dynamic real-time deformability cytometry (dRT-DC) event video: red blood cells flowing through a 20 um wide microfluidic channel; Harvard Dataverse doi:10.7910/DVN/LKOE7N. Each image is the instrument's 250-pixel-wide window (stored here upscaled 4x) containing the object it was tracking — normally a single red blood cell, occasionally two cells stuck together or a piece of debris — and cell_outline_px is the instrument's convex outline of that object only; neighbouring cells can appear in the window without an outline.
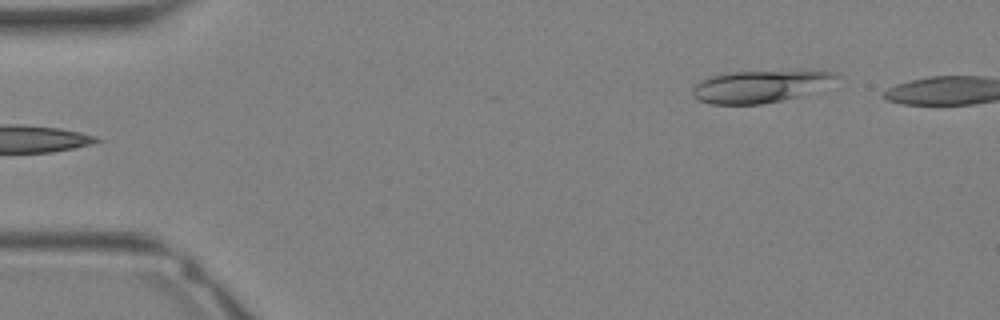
{"species": "Egyptian fruit bat (a non-hibernating species)", "species_latin": "Rousettus aegyptiacus", "temperature_condition": "warm", "stored_images_in_passage": 3, "camera_frame_rate_fps": 3000, "um_per_image_px": 0.085, "animal": {"sex": "female"}, "frame": {"image": 1, "passage_image": 1, "time_ms": 0.0, "image_size_px": [1000, 320], "cell_outline_px": [[840, 76], [796, 96], [780, 100], [760, 104], [708, 104], [692, 96], [692, 88], [700, 80], [712, 76], [732, 72], [820, 68], [836, 72]], "centroid_in_image_um": [64.57, 7.29], "position_along_channel_um": 20.4, "area_um2": 26.99}}